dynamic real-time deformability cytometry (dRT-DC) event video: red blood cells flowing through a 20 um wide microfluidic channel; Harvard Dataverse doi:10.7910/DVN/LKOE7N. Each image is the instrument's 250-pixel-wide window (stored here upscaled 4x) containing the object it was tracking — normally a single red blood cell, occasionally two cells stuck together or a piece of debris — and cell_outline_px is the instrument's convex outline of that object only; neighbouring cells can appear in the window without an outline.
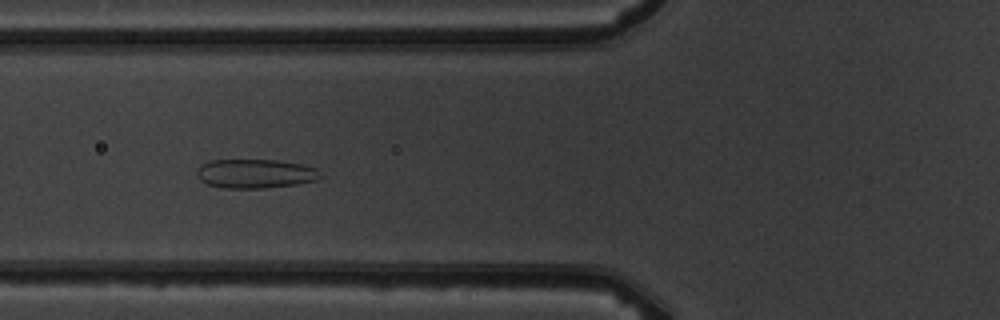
{"species": "common noctule bat (a hibernating species)", "species_latin": "Nyctalus noctula", "temperature_condition": "warm", "stored_images_in_passage": 8, "camera_frame_rate_fps": 3000, "um_per_image_px": 0.085, "animal": {"sex": "male", "body_mass_g": 19.5, "forearm_length_mm": 54.6}, "frame": {"image": 1, "passage_image": 6, "time_ms": 6.667, "image_size_px": [1000, 320], "cell_outline_px": [[324, 176], [316, 180], [296, 184], [264, 188], [224, 188], [208, 184], [200, 180], [196, 176], [196, 168], [200, 164], [212, 160], [276, 160], [304, 164], [316, 168]], "centroid_in_image_um": [21.69, 14.75], "position_along_channel_um": 104.1, "area_um2": 21.15}}
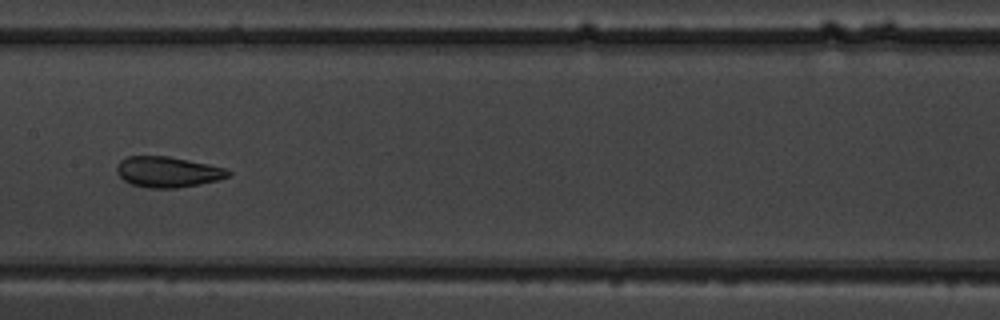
{"frame": {"image": 2, "passage_image": 8, "time_ms": 9.0, "image_size_px": [1000, 320], "cell_outline_px": [[232, 172], [228, 176], [220, 180], [200, 184], [176, 188], [148, 188], [132, 184], [124, 180], [116, 172], [116, 168], [120, 160], [128, 156], [168, 156], [228, 168]], "centroid_in_image_um": [14.28, 14.61], "position_along_channel_um": 193.1, "area_um2": 20.0}}